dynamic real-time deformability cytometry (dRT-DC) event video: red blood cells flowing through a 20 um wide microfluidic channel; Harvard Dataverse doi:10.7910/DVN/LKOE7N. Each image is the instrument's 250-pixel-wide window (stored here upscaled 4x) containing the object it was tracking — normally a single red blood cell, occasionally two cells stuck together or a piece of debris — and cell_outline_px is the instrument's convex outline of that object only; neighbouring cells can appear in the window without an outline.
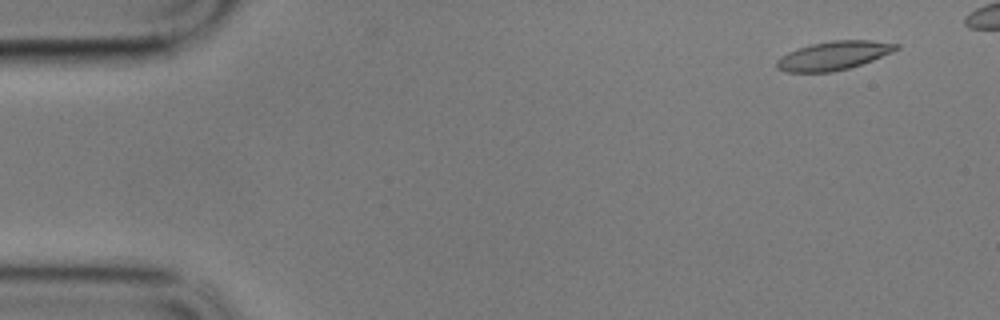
{"species": "common noctule bat (a hibernating species)", "species_latin": "Nyctalus noctula", "temperature_condition": "cold", "stored_images_in_passage": 50, "camera_frame_rate_fps": 3000, "um_per_image_px": 0.085, "animal": {"sex": "male", "body_mass_g": 17.9}, "frame": {"image": 1, "passage_image": 1, "time_ms": 0.0, "image_size_px": [1000, 320], "cell_outline_px": [[900, 48], [892, 52], [872, 60], [848, 68], [832, 72], [784, 72], [776, 68], [776, 60], [780, 56], [796, 48], [812, 44], [832, 40], [868, 40], [900, 44]], "centroid_in_image_um": [70.82, 4.72], "position_along_channel_um": 14.2, "area_um2": 20.0}}
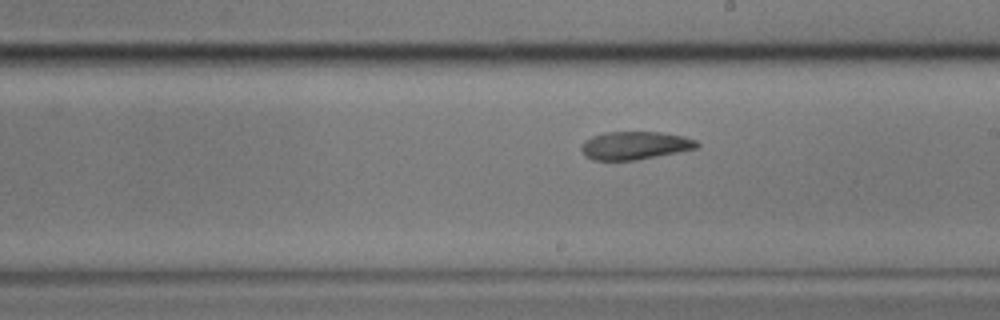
{"frame": {"image": 2, "passage_image": 30, "time_ms": 9.667, "image_size_px": [1000, 320], "cell_outline_px": [[700, 144], [696, 148], [636, 160], [592, 160], [584, 156], [580, 148], [580, 144], [584, 140], [592, 136], [604, 132], [660, 132], [684, 136], [696, 140]], "centroid_in_image_um": [53.9, 12.36], "position_along_channel_um": 235.1, "area_um2": 18.96}}
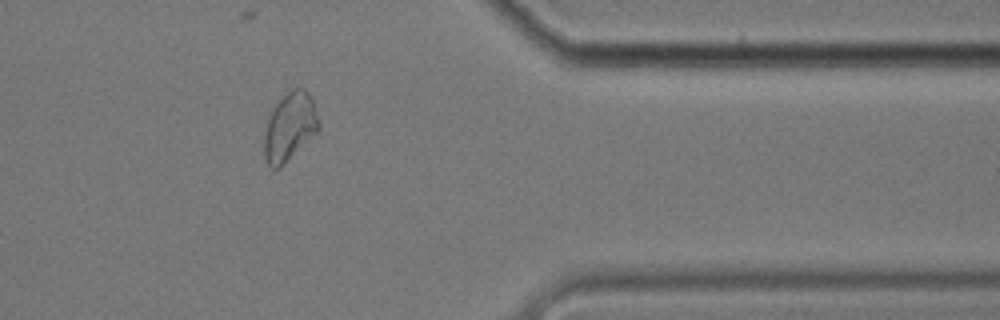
{"frame": {"image": 3, "passage_image": 45, "time_ms": 14.667, "image_size_px": [1000, 320], "cell_outline_px": [[320, 128], [280, 168], [272, 168], [264, 160], [264, 132], [268, 116], [272, 104], [292, 88], [304, 88], [308, 92], [312, 100], [320, 120]], "centroid_in_image_um": [24.59, 10.74], "position_along_channel_um": 386.8, "area_um2": 21.96}, "authors_computed_cell_mechanics": {"area_um2": 19.9988, "velocity_mm_per_s": 3.3774, "shape_relaxation_time_tau1_ms": null, "shape_relaxation_time_tau2_ms": 3.2015, "deformation_change_tau1": null, "deformation_change_tau2": 0.0853}}